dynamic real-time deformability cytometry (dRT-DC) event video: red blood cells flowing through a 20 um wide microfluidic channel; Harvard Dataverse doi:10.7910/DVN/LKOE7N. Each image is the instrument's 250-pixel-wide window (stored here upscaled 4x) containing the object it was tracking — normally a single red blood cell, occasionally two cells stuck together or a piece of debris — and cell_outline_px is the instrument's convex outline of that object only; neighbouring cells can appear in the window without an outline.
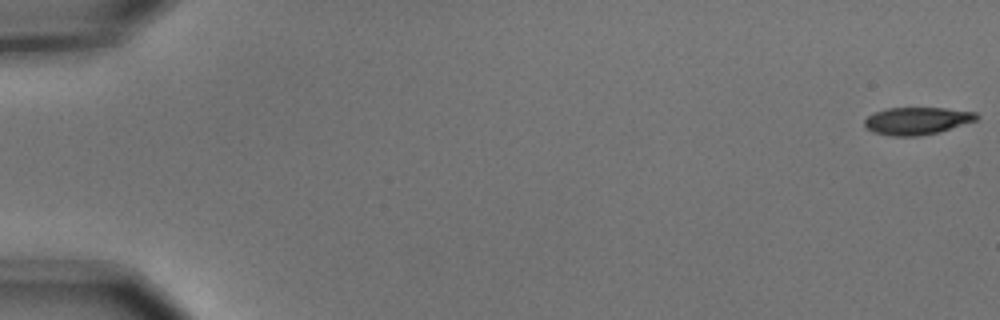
{"species": "common noctule bat (a hibernating species)", "species_latin": "Nyctalus noctula", "temperature_condition": "cold", "stored_images_in_passage": 7, "camera_frame_rate_fps": 3000, "um_per_image_px": 0.085, "animal": {"sex": "male", "body_mass_g": 15.6}, "frame": {"image": 1, "passage_image": 1, "time_ms": 0.0, "image_size_px": [1000, 320], "cell_outline_px": [[980, 116], [976, 120], [936, 132], [920, 136], [892, 136], [872, 132], [864, 124], [864, 120], [868, 116], [876, 112], [888, 108], [944, 108], [976, 112]], "centroid_in_image_um": [77.93, 10.27], "position_along_channel_um": 7.1, "area_um2": 17.63}}
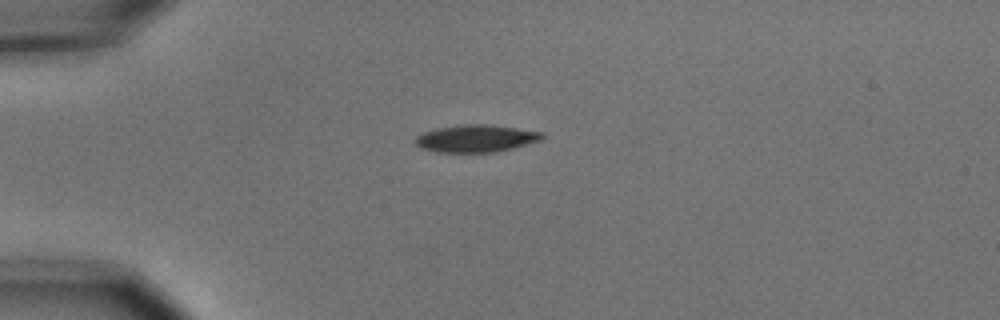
{"frame": {"image": 2, "passage_image": 5, "time_ms": 1.333, "image_size_px": [1000, 320], "cell_outline_px": [[544, 136], [540, 140], [512, 148], [496, 152], [436, 152], [420, 148], [412, 140], [416, 136], [424, 132], [436, 128], [464, 124], [488, 124], [544, 132]], "centroid_in_image_um": [40.41, 11.76], "position_along_channel_um": 44.6, "area_um2": 20.23}}
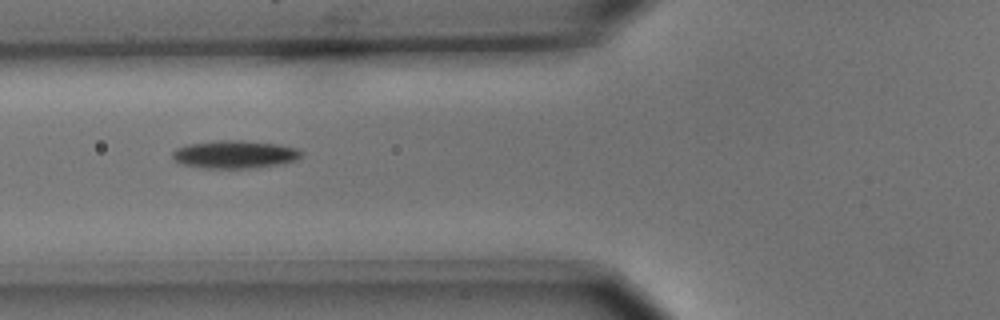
{"frame": {"image": 3, "passage_image": 7, "time_ms": 2.0, "image_size_px": [1000, 320], "cell_outline_px": [[304, 156], [296, 160], [256, 168], [200, 168], [184, 164], [172, 160], [172, 152], [176, 148], [188, 144], [216, 140], [240, 140], [280, 144], [296, 148], [304, 152]], "centroid_in_image_um": [19.96, 13.12], "position_along_channel_um": 105.8, "area_um2": 21.15}}